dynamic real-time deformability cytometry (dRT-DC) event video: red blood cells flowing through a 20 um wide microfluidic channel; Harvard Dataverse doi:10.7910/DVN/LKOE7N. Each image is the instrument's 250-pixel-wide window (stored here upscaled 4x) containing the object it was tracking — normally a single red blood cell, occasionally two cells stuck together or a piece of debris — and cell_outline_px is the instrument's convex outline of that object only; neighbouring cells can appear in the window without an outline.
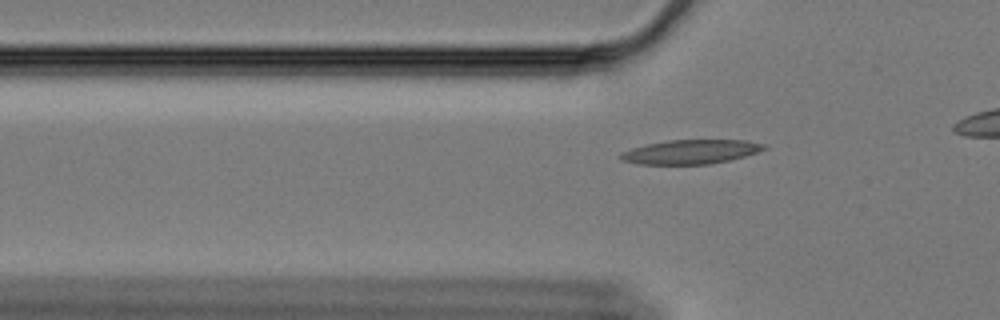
{"species": "Egyptian fruit bat (a non-hibernating species)", "species_latin": "Rousettus aegyptiacus", "temperature_condition": "cold", "stored_images_in_passage": 29, "camera_frame_rate_fps": 3000, "um_per_image_px": 0.085, "animal": {"sex": "female"}, "frame": {"image": 1, "passage_image": 14, "time_ms": 4.333, "image_size_px": [1000, 320], "cell_outline_px": [[768, 148], [744, 156], [728, 160], [708, 164], [636, 164], [620, 160], [616, 156], [620, 152], [632, 148], [648, 144], [668, 140], [744, 140], [768, 144]], "centroid_in_image_um": [58.67, 12.9], "position_along_channel_um": 67.1, "area_um2": 20.29}}
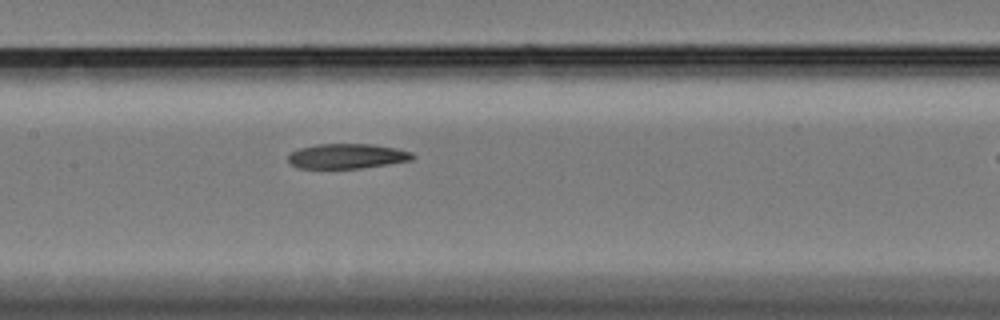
{"frame": {"image": 2, "passage_image": 24, "time_ms": 7.667, "image_size_px": [1000, 320], "cell_outline_px": [[416, 156], [412, 160], [388, 164], [360, 168], [300, 168], [292, 164], [288, 160], [288, 156], [292, 152], [300, 148], [316, 144], [372, 144], [396, 148], [412, 152]], "centroid_in_image_um": [29.53, 13.27], "position_along_channel_um": 177.9, "area_um2": 17.98}}
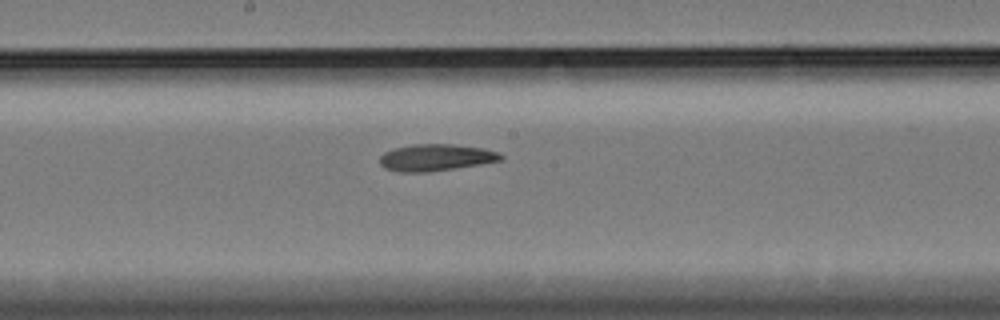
{"frame": {"image": 3, "passage_image": 27, "time_ms": 8.667, "image_size_px": [1000, 320], "cell_outline_px": [[504, 160], [480, 164], [428, 172], [396, 172], [384, 168], [380, 164], [380, 156], [384, 152], [396, 148], [412, 144], [452, 144], [484, 148], [500, 152], [504, 156]], "centroid_in_image_um": [37.07, 13.39], "position_along_channel_um": 211.1, "area_um2": 19.02}}